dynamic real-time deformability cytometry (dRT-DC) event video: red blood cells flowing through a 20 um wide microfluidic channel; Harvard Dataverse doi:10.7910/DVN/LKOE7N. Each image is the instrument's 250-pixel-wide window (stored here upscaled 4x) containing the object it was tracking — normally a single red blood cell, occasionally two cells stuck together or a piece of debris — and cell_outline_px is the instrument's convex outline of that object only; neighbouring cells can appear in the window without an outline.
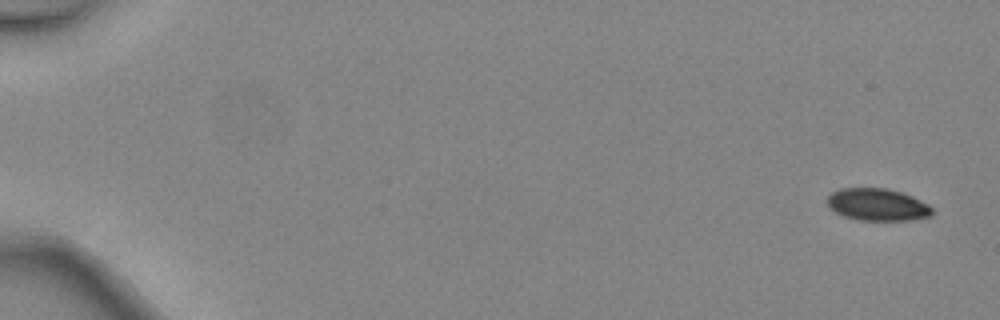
{"species": "common noctule bat (a hibernating species)", "species_latin": "Nyctalus noctula", "temperature_condition": "warm", "stored_images_in_passage": 5, "camera_frame_rate_fps": 3000, "um_per_image_px": 0.085, "animal": {"sex": "female", "body_mass_g": 24.6, "forearm_length_mm": 56.2}, "frame": {"image": 1, "passage_image": 1, "time_ms": 0.0, "image_size_px": [1000, 320], "cell_outline_px": [[932, 216], [912, 220], [860, 220], [844, 216], [828, 208], [828, 196], [832, 192], [840, 188], [888, 188], [912, 196], [928, 204], [932, 208]], "centroid_in_image_um": [74.59, 17.39], "position_along_channel_um": 10.4, "area_um2": 19.71}}